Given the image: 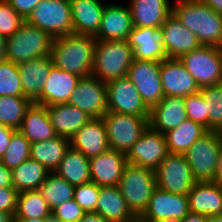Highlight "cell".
Instances as JSON below:
<instances>
[{
  "mask_svg": "<svg viewBox=\"0 0 222 222\" xmlns=\"http://www.w3.org/2000/svg\"><path fill=\"white\" fill-rule=\"evenodd\" d=\"M133 23L130 8L127 5L106 4L102 14L101 26L96 40H127Z\"/></svg>",
  "mask_w": 222,
  "mask_h": 222,
  "instance_id": "obj_23",
  "label": "cell"
},
{
  "mask_svg": "<svg viewBox=\"0 0 222 222\" xmlns=\"http://www.w3.org/2000/svg\"><path fill=\"white\" fill-rule=\"evenodd\" d=\"M189 212L187 195L173 194L157 187L151 195L146 211L138 220L140 222H156L166 218L182 220Z\"/></svg>",
  "mask_w": 222,
  "mask_h": 222,
  "instance_id": "obj_15",
  "label": "cell"
},
{
  "mask_svg": "<svg viewBox=\"0 0 222 222\" xmlns=\"http://www.w3.org/2000/svg\"><path fill=\"white\" fill-rule=\"evenodd\" d=\"M56 135L71 139L92 118L68 103L46 106Z\"/></svg>",
  "mask_w": 222,
  "mask_h": 222,
  "instance_id": "obj_28",
  "label": "cell"
},
{
  "mask_svg": "<svg viewBox=\"0 0 222 222\" xmlns=\"http://www.w3.org/2000/svg\"><path fill=\"white\" fill-rule=\"evenodd\" d=\"M168 154L165 135L148 125L125 156L127 163L156 171Z\"/></svg>",
  "mask_w": 222,
  "mask_h": 222,
  "instance_id": "obj_12",
  "label": "cell"
},
{
  "mask_svg": "<svg viewBox=\"0 0 222 222\" xmlns=\"http://www.w3.org/2000/svg\"><path fill=\"white\" fill-rule=\"evenodd\" d=\"M18 131L31 143L46 141L57 136L46 106L34 102L27 108Z\"/></svg>",
  "mask_w": 222,
  "mask_h": 222,
  "instance_id": "obj_30",
  "label": "cell"
},
{
  "mask_svg": "<svg viewBox=\"0 0 222 222\" xmlns=\"http://www.w3.org/2000/svg\"><path fill=\"white\" fill-rule=\"evenodd\" d=\"M217 133L219 134L220 141H221V146H222V128H220Z\"/></svg>",
  "mask_w": 222,
  "mask_h": 222,
  "instance_id": "obj_58",
  "label": "cell"
},
{
  "mask_svg": "<svg viewBox=\"0 0 222 222\" xmlns=\"http://www.w3.org/2000/svg\"><path fill=\"white\" fill-rule=\"evenodd\" d=\"M69 147L70 139L57 135L46 141L31 143L30 158L38 161L49 172H54Z\"/></svg>",
  "mask_w": 222,
  "mask_h": 222,
  "instance_id": "obj_31",
  "label": "cell"
},
{
  "mask_svg": "<svg viewBox=\"0 0 222 222\" xmlns=\"http://www.w3.org/2000/svg\"><path fill=\"white\" fill-rule=\"evenodd\" d=\"M0 96L25 97L18 65L6 59L0 61Z\"/></svg>",
  "mask_w": 222,
  "mask_h": 222,
  "instance_id": "obj_40",
  "label": "cell"
},
{
  "mask_svg": "<svg viewBox=\"0 0 222 222\" xmlns=\"http://www.w3.org/2000/svg\"><path fill=\"white\" fill-rule=\"evenodd\" d=\"M126 164L125 153L112 149L90 158L91 182L100 187L118 186Z\"/></svg>",
  "mask_w": 222,
  "mask_h": 222,
  "instance_id": "obj_17",
  "label": "cell"
},
{
  "mask_svg": "<svg viewBox=\"0 0 222 222\" xmlns=\"http://www.w3.org/2000/svg\"><path fill=\"white\" fill-rule=\"evenodd\" d=\"M0 222H15L14 215L8 212L0 211Z\"/></svg>",
  "mask_w": 222,
  "mask_h": 222,
  "instance_id": "obj_55",
  "label": "cell"
},
{
  "mask_svg": "<svg viewBox=\"0 0 222 222\" xmlns=\"http://www.w3.org/2000/svg\"><path fill=\"white\" fill-rule=\"evenodd\" d=\"M11 7L23 18L27 19L31 14L32 10L42 1V0H6Z\"/></svg>",
  "mask_w": 222,
  "mask_h": 222,
  "instance_id": "obj_46",
  "label": "cell"
},
{
  "mask_svg": "<svg viewBox=\"0 0 222 222\" xmlns=\"http://www.w3.org/2000/svg\"><path fill=\"white\" fill-rule=\"evenodd\" d=\"M31 142L18 130L12 135L9 146L0 162L11 171L30 158Z\"/></svg>",
  "mask_w": 222,
  "mask_h": 222,
  "instance_id": "obj_38",
  "label": "cell"
},
{
  "mask_svg": "<svg viewBox=\"0 0 222 222\" xmlns=\"http://www.w3.org/2000/svg\"><path fill=\"white\" fill-rule=\"evenodd\" d=\"M26 21L47 32L53 39L73 33L69 0H42Z\"/></svg>",
  "mask_w": 222,
  "mask_h": 222,
  "instance_id": "obj_6",
  "label": "cell"
},
{
  "mask_svg": "<svg viewBox=\"0 0 222 222\" xmlns=\"http://www.w3.org/2000/svg\"><path fill=\"white\" fill-rule=\"evenodd\" d=\"M207 222H222V215L207 216Z\"/></svg>",
  "mask_w": 222,
  "mask_h": 222,
  "instance_id": "obj_56",
  "label": "cell"
},
{
  "mask_svg": "<svg viewBox=\"0 0 222 222\" xmlns=\"http://www.w3.org/2000/svg\"><path fill=\"white\" fill-rule=\"evenodd\" d=\"M180 222H207V216L189 212Z\"/></svg>",
  "mask_w": 222,
  "mask_h": 222,
  "instance_id": "obj_50",
  "label": "cell"
},
{
  "mask_svg": "<svg viewBox=\"0 0 222 222\" xmlns=\"http://www.w3.org/2000/svg\"><path fill=\"white\" fill-rule=\"evenodd\" d=\"M95 212L110 222H137L118 186L100 187Z\"/></svg>",
  "mask_w": 222,
  "mask_h": 222,
  "instance_id": "obj_27",
  "label": "cell"
},
{
  "mask_svg": "<svg viewBox=\"0 0 222 222\" xmlns=\"http://www.w3.org/2000/svg\"><path fill=\"white\" fill-rule=\"evenodd\" d=\"M13 187L12 171L0 162V188Z\"/></svg>",
  "mask_w": 222,
  "mask_h": 222,
  "instance_id": "obj_48",
  "label": "cell"
},
{
  "mask_svg": "<svg viewBox=\"0 0 222 222\" xmlns=\"http://www.w3.org/2000/svg\"><path fill=\"white\" fill-rule=\"evenodd\" d=\"M70 146L88 159L110 149L106 126L102 118H92L70 139Z\"/></svg>",
  "mask_w": 222,
  "mask_h": 222,
  "instance_id": "obj_21",
  "label": "cell"
},
{
  "mask_svg": "<svg viewBox=\"0 0 222 222\" xmlns=\"http://www.w3.org/2000/svg\"><path fill=\"white\" fill-rule=\"evenodd\" d=\"M15 222H55L52 217L47 218H31V219H14Z\"/></svg>",
  "mask_w": 222,
  "mask_h": 222,
  "instance_id": "obj_54",
  "label": "cell"
},
{
  "mask_svg": "<svg viewBox=\"0 0 222 222\" xmlns=\"http://www.w3.org/2000/svg\"><path fill=\"white\" fill-rule=\"evenodd\" d=\"M31 103L27 97L0 96V124L18 130Z\"/></svg>",
  "mask_w": 222,
  "mask_h": 222,
  "instance_id": "obj_37",
  "label": "cell"
},
{
  "mask_svg": "<svg viewBox=\"0 0 222 222\" xmlns=\"http://www.w3.org/2000/svg\"><path fill=\"white\" fill-rule=\"evenodd\" d=\"M110 149L127 153L148 127L149 117L107 112L102 117Z\"/></svg>",
  "mask_w": 222,
  "mask_h": 222,
  "instance_id": "obj_9",
  "label": "cell"
},
{
  "mask_svg": "<svg viewBox=\"0 0 222 222\" xmlns=\"http://www.w3.org/2000/svg\"><path fill=\"white\" fill-rule=\"evenodd\" d=\"M54 172L73 186L91 181L89 159L71 146Z\"/></svg>",
  "mask_w": 222,
  "mask_h": 222,
  "instance_id": "obj_32",
  "label": "cell"
},
{
  "mask_svg": "<svg viewBox=\"0 0 222 222\" xmlns=\"http://www.w3.org/2000/svg\"><path fill=\"white\" fill-rule=\"evenodd\" d=\"M200 92L207 104L209 130L218 131L222 128V83L202 87Z\"/></svg>",
  "mask_w": 222,
  "mask_h": 222,
  "instance_id": "obj_39",
  "label": "cell"
},
{
  "mask_svg": "<svg viewBox=\"0 0 222 222\" xmlns=\"http://www.w3.org/2000/svg\"><path fill=\"white\" fill-rule=\"evenodd\" d=\"M80 79V76L52 65L40 95L33 102L44 106L67 103Z\"/></svg>",
  "mask_w": 222,
  "mask_h": 222,
  "instance_id": "obj_19",
  "label": "cell"
},
{
  "mask_svg": "<svg viewBox=\"0 0 222 222\" xmlns=\"http://www.w3.org/2000/svg\"><path fill=\"white\" fill-rule=\"evenodd\" d=\"M202 1L217 13L222 14V0H202Z\"/></svg>",
  "mask_w": 222,
  "mask_h": 222,
  "instance_id": "obj_52",
  "label": "cell"
},
{
  "mask_svg": "<svg viewBox=\"0 0 222 222\" xmlns=\"http://www.w3.org/2000/svg\"><path fill=\"white\" fill-rule=\"evenodd\" d=\"M192 213L222 215V186L213 181L196 182L187 194Z\"/></svg>",
  "mask_w": 222,
  "mask_h": 222,
  "instance_id": "obj_25",
  "label": "cell"
},
{
  "mask_svg": "<svg viewBox=\"0 0 222 222\" xmlns=\"http://www.w3.org/2000/svg\"><path fill=\"white\" fill-rule=\"evenodd\" d=\"M106 86L108 112L149 117L150 109L127 76L110 80Z\"/></svg>",
  "mask_w": 222,
  "mask_h": 222,
  "instance_id": "obj_11",
  "label": "cell"
},
{
  "mask_svg": "<svg viewBox=\"0 0 222 222\" xmlns=\"http://www.w3.org/2000/svg\"><path fill=\"white\" fill-rule=\"evenodd\" d=\"M207 131L204 126L186 119L164 134L169 153L184 154Z\"/></svg>",
  "mask_w": 222,
  "mask_h": 222,
  "instance_id": "obj_33",
  "label": "cell"
},
{
  "mask_svg": "<svg viewBox=\"0 0 222 222\" xmlns=\"http://www.w3.org/2000/svg\"><path fill=\"white\" fill-rule=\"evenodd\" d=\"M213 182L220 184L222 186V148L219 154V159H218L216 173H215Z\"/></svg>",
  "mask_w": 222,
  "mask_h": 222,
  "instance_id": "obj_51",
  "label": "cell"
},
{
  "mask_svg": "<svg viewBox=\"0 0 222 222\" xmlns=\"http://www.w3.org/2000/svg\"><path fill=\"white\" fill-rule=\"evenodd\" d=\"M221 148L217 131L208 130L184 153L197 182L213 181Z\"/></svg>",
  "mask_w": 222,
  "mask_h": 222,
  "instance_id": "obj_7",
  "label": "cell"
},
{
  "mask_svg": "<svg viewBox=\"0 0 222 222\" xmlns=\"http://www.w3.org/2000/svg\"><path fill=\"white\" fill-rule=\"evenodd\" d=\"M128 6L135 27L159 28L172 13L169 0H130Z\"/></svg>",
  "mask_w": 222,
  "mask_h": 222,
  "instance_id": "obj_26",
  "label": "cell"
},
{
  "mask_svg": "<svg viewBox=\"0 0 222 222\" xmlns=\"http://www.w3.org/2000/svg\"><path fill=\"white\" fill-rule=\"evenodd\" d=\"M118 187L129 209L139 219L157 188L155 171L127 163Z\"/></svg>",
  "mask_w": 222,
  "mask_h": 222,
  "instance_id": "obj_5",
  "label": "cell"
},
{
  "mask_svg": "<svg viewBox=\"0 0 222 222\" xmlns=\"http://www.w3.org/2000/svg\"><path fill=\"white\" fill-rule=\"evenodd\" d=\"M53 65L50 56L32 59L18 64L23 95L32 102L40 95Z\"/></svg>",
  "mask_w": 222,
  "mask_h": 222,
  "instance_id": "obj_29",
  "label": "cell"
},
{
  "mask_svg": "<svg viewBox=\"0 0 222 222\" xmlns=\"http://www.w3.org/2000/svg\"><path fill=\"white\" fill-rule=\"evenodd\" d=\"M155 175L157 187L173 194L187 195L197 182L184 154L169 153Z\"/></svg>",
  "mask_w": 222,
  "mask_h": 222,
  "instance_id": "obj_10",
  "label": "cell"
},
{
  "mask_svg": "<svg viewBox=\"0 0 222 222\" xmlns=\"http://www.w3.org/2000/svg\"><path fill=\"white\" fill-rule=\"evenodd\" d=\"M53 38L26 20L13 35L6 39V60L14 64L50 56Z\"/></svg>",
  "mask_w": 222,
  "mask_h": 222,
  "instance_id": "obj_4",
  "label": "cell"
},
{
  "mask_svg": "<svg viewBox=\"0 0 222 222\" xmlns=\"http://www.w3.org/2000/svg\"><path fill=\"white\" fill-rule=\"evenodd\" d=\"M67 103L91 118H102L108 112L106 82L92 75L81 78Z\"/></svg>",
  "mask_w": 222,
  "mask_h": 222,
  "instance_id": "obj_14",
  "label": "cell"
},
{
  "mask_svg": "<svg viewBox=\"0 0 222 222\" xmlns=\"http://www.w3.org/2000/svg\"><path fill=\"white\" fill-rule=\"evenodd\" d=\"M47 217H52V211L46 200L42 198L39 190L18 193L14 219H40Z\"/></svg>",
  "mask_w": 222,
  "mask_h": 222,
  "instance_id": "obj_36",
  "label": "cell"
},
{
  "mask_svg": "<svg viewBox=\"0 0 222 222\" xmlns=\"http://www.w3.org/2000/svg\"><path fill=\"white\" fill-rule=\"evenodd\" d=\"M160 77L164 96L185 97L200 91L179 58L167 57L160 61Z\"/></svg>",
  "mask_w": 222,
  "mask_h": 222,
  "instance_id": "obj_16",
  "label": "cell"
},
{
  "mask_svg": "<svg viewBox=\"0 0 222 222\" xmlns=\"http://www.w3.org/2000/svg\"><path fill=\"white\" fill-rule=\"evenodd\" d=\"M16 131L17 130L0 124V158L7 150L11 137Z\"/></svg>",
  "mask_w": 222,
  "mask_h": 222,
  "instance_id": "obj_47",
  "label": "cell"
},
{
  "mask_svg": "<svg viewBox=\"0 0 222 222\" xmlns=\"http://www.w3.org/2000/svg\"><path fill=\"white\" fill-rule=\"evenodd\" d=\"M85 211L80 205L71 199L56 207L52 211V218L55 222H79Z\"/></svg>",
  "mask_w": 222,
  "mask_h": 222,
  "instance_id": "obj_44",
  "label": "cell"
},
{
  "mask_svg": "<svg viewBox=\"0 0 222 222\" xmlns=\"http://www.w3.org/2000/svg\"><path fill=\"white\" fill-rule=\"evenodd\" d=\"M75 186L68 183L55 172H50L44 183L38 189L46 200L51 211L71 199H74Z\"/></svg>",
  "mask_w": 222,
  "mask_h": 222,
  "instance_id": "obj_35",
  "label": "cell"
},
{
  "mask_svg": "<svg viewBox=\"0 0 222 222\" xmlns=\"http://www.w3.org/2000/svg\"><path fill=\"white\" fill-rule=\"evenodd\" d=\"M127 41L133 49L134 59L160 62L167 58L161 27L133 26Z\"/></svg>",
  "mask_w": 222,
  "mask_h": 222,
  "instance_id": "obj_20",
  "label": "cell"
},
{
  "mask_svg": "<svg viewBox=\"0 0 222 222\" xmlns=\"http://www.w3.org/2000/svg\"><path fill=\"white\" fill-rule=\"evenodd\" d=\"M160 27L162 29L163 45L169 58H180L183 54L201 46L196 35L184 26L173 13L167 17Z\"/></svg>",
  "mask_w": 222,
  "mask_h": 222,
  "instance_id": "obj_18",
  "label": "cell"
},
{
  "mask_svg": "<svg viewBox=\"0 0 222 222\" xmlns=\"http://www.w3.org/2000/svg\"><path fill=\"white\" fill-rule=\"evenodd\" d=\"M79 222H110L96 212H85Z\"/></svg>",
  "mask_w": 222,
  "mask_h": 222,
  "instance_id": "obj_49",
  "label": "cell"
},
{
  "mask_svg": "<svg viewBox=\"0 0 222 222\" xmlns=\"http://www.w3.org/2000/svg\"><path fill=\"white\" fill-rule=\"evenodd\" d=\"M18 192L14 187L0 188V211L15 215Z\"/></svg>",
  "mask_w": 222,
  "mask_h": 222,
  "instance_id": "obj_45",
  "label": "cell"
},
{
  "mask_svg": "<svg viewBox=\"0 0 222 222\" xmlns=\"http://www.w3.org/2000/svg\"><path fill=\"white\" fill-rule=\"evenodd\" d=\"M49 173L38 161L28 158L12 170L13 187L18 193L38 190Z\"/></svg>",
  "mask_w": 222,
  "mask_h": 222,
  "instance_id": "obj_34",
  "label": "cell"
},
{
  "mask_svg": "<svg viewBox=\"0 0 222 222\" xmlns=\"http://www.w3.org/2000/svg\"><path fill=\"white\" fill-rule=\"evenodd\" d=\"M73 33L96 36L101 26L102 14L106 3L104 0H69Z\"/></svg>",
  "mask_w": 222,
  "mask_h": 222,
  "instance_id": "obj_24",
  "label": "cell"
},
{
  "mask_svg": "<svg viewBox=\"0 0 222 222\" xmlns=\"http://www.w3.org/2000/svg\"><path fill=\"white\" fill-rule=\"evenodd\" d=\"M133 59L127 40H96L92 76L106 83L127 76Z\"/></svg>",
  "mask_w": 222,
  "mask_h": 222,
  "instance_id": "obj_3",
  "label": "cell"
},
{
  "mask_svg": "<svg viewBox=\"0 0 222 222\" xmlns=\"http://www.w3.org/2000/svg\"><path fill=\"white\" fill-rule=\"evenodd\" d=\"M179 59L200 88L222 83V56L218 47L201 45Z\"/></svg>",
  "mask_w": 222,
  "mask_h": 222,
  "instance_id": "obj_8",
  "label": "cell"
},
{
  "mask_svg": "<svg viewBox=\"0 0 222 222\" xmlns=\"http://www.w3.org/2000/svg\"><path fill=\"white\" fill-rule=\"evenodd\" d=\"M219 50H220V53H221V56H222V45L219 47Z\"/></svg>",
  "mask_w": 222,
  "mask_h": 222,
  "instance_id": "obj_59",
  "label": "cell"
},
{
  "mask_svg": "<svg viewBox=\"0 0 222 222\" xmlns=\"http://www.w3.org/2000/svg\"><path fill=\"white\" fill-rule=\"evenodd\" d=\"M172 13L192 31L201 45H222V14L217 13L202 0H177Z\"/></svg>",
  "mask_w": 222,
  "mask_h": 222,
  "instance_id": "obj_2",
  "label": "cell"
},
{
  "mask_svg": "<svg viewBox=\"0 0 222 222\" xmlns=\"http://www.w3.org/2000/svg\"><path fill=\"white\" fill-rule=\"evenodd\" d=\"M187 117L184 97L164 96L163 99L150 109L149 126L165 134L177 128Z\"/></svg>",
  "mask_w": 222,
  "mask_h": 222,
  "instance_id": "obj_22",
  "label": "cell"
},
{
  "mask_svg": "<svg viewBox=\"0 0 222 222\" xmlns=\"http://www.w3.org/2000/svg\"><path fill=\"white\" fill-rule=\"evenodd\" d=\"M6 37L0 34V61L6 59Z\"/></svg>",
  "mask_w": 222,
  "mask_h": 222,
  "instance_id": "obj_53",
  "label": "cell"
},
{
  "mask_svg": "<svg viewBox=\"0 0 222 222\" xmlns=\"http://www.w3.org/2000/svg\"><path fill=\"white\" fill-rule=\"evenodd\" d=\"M25 21L6 0H0V34L13 35Z\"/></svg>",
  "mask_w": 222,
  "mask_h": 222,
  "instance_id": "obj_42",
  "label": "cell"
},
{
  "mask_svg": "<svg viewBox=\"0 0 222 222\" xmlns=\"http://www.w3.org/2000/svg\"><path fill=\"white\" fill-rule=\"evenodd\" d=\"M96 39L94 36L68 34L53 39L50 58L60 70L81 78L93 72Z\"/></svg>",
  "mask_w": 222,
  "mask_h": 222,
  "instance_id": "obj_1",
  "label": "cell"
},
{
  "mask_svg": "<svg viewBox=\"0 0 222 222\" xmlns=\"http://www.w3.org/2000/svg\"><path fill=\"white\" fill-rule=\"evenodd\" d=\"M185 99V108L187 111L188 119L204 126L209 130V116L206 100L201 92L187 95Z\"/></svg>",
  "mask_w": 222,
  "mask_h": 222,
  "instance_id": "obj_41",
  "label": "cell"
},
{
  "mask_svg": "<svg viewBox=\"0 0 222 222\" xmlns=\"http://www.w3.org/2000/svg\"><path fill=\"white\" fill-rule=\"evenodd\" d=\"M100 186L87 182L74 189V200L85 212H95Z\"/></svg>",
  "mask_w": 222,
  "mask_h": 222,
  "instance_id": "obj_43",
  "label": "cell"
},
{
  "mask_svg": "<svg viewBox=\"0 0 222 222\" xmlns=\"http://www.w3.org/2000/svg\"><path fill=\"white\" fill-rule=\"evenodd\" d=\"M156 222H180L179 219H162V220H159V221H156Z\"/></svg>",
  "mask_w": 222,
  "mask_h": 222,
  "instance_id": "obj_57",
  "label": "cell"
},
{
  "mask_svg": "<svg viewBox=\"0 0 222 222\" xmlns=\"http://www.w3.org/2000/svg\"><path fill=\"white\" fill-rule=\"evenodd\" d=\"M127 77L135 85L143 102L149 109L163 99L160 62L133 59Z\"/></svg>",
  "mask_w": 222,
  "mask_h": 222,
  "instance_id": "obj_13",
  "label": "cell"
}]
</instances>
